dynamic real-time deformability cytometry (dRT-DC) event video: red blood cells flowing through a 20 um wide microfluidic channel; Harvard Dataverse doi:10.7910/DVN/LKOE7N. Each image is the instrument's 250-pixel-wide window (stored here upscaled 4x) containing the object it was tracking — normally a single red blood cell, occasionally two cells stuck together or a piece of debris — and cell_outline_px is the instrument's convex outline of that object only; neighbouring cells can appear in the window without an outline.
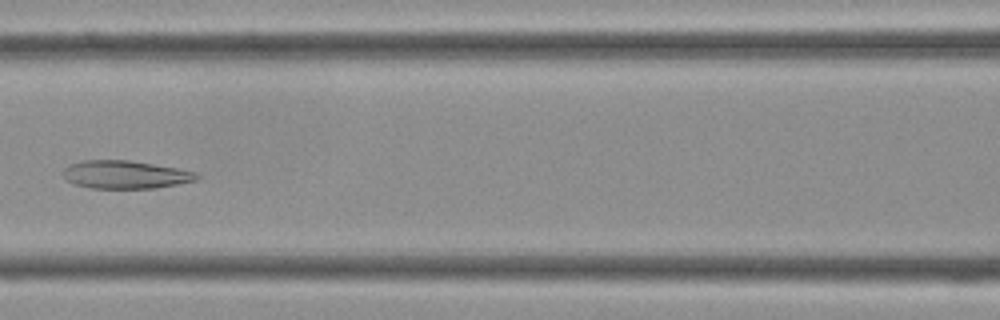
{"species": "Egyptian fruit bat (a non-hibernating species)", "species_latin": "Rousettus aegyptiacus", "temperature_condition": "cold", "stored_images_in_passage": 36, "camera_frame_rate_fps": 3000, "um_per_image_px": 0.085, "frame": {"image": 1, "passage_image": 18, "time_ms": 5.667, "image_size_px": [1000, 320], "cell_outline_px": [[200, 176], [196, 180], [156, 188], [92, 188], [76, 184], [64, 180], [64, 168], [72, 164], [84, 160], [128, 160], [180, 168], [196, 172]], "centroid_in_image_um": [10.67, 14.84], "position_along_channel_um": 155.9, "area_um2": 21.73}}
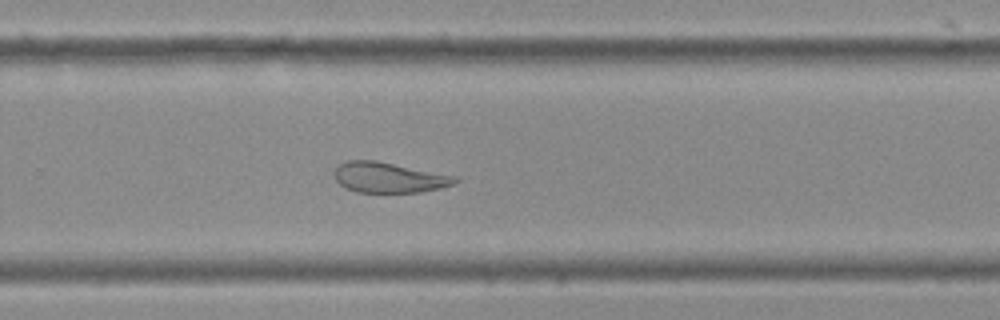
{"frame": {"image": 2, "passage_image": 27, "time_ms": 8.667, "image_size_px": [1000, 320], "cell_outline_px": [[460, 180], [452, 184], [440, 188], [420, 192], [356, 192], [344, 188], [332, 176], [336, 168], [340, 164], [348, 160], [376, 160], [456, 176]], "centroid_in_image_um": [33.02, 15.08], "position_along_channel_um": 296.8, "area_um2": 21.39}}
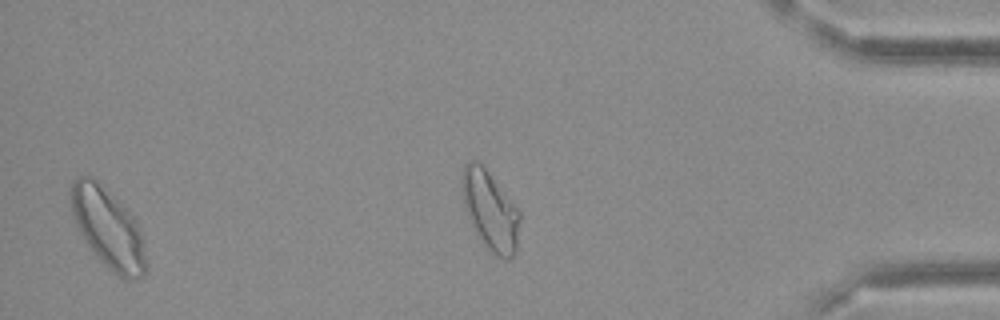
{"frame": {"image": 3, "passage_image": 35, "time_ms": 11.333, "image_size_px": [1000, 320], "cell_outline_px": [[148, 268], [144, 276], [132, 280], [124, 280], [112, 272], [92, 252], [84, 240], [76, 224], [72, 212], [68, 192], [72, 180], [76, 176], [96, 176], [100, 180], [132, 216], [140, 232], [148, 264]], "centroid_in_image_um": [9.16, 19.38], "position_along_channel_um": 426.0, "area_um2": 35.55}}